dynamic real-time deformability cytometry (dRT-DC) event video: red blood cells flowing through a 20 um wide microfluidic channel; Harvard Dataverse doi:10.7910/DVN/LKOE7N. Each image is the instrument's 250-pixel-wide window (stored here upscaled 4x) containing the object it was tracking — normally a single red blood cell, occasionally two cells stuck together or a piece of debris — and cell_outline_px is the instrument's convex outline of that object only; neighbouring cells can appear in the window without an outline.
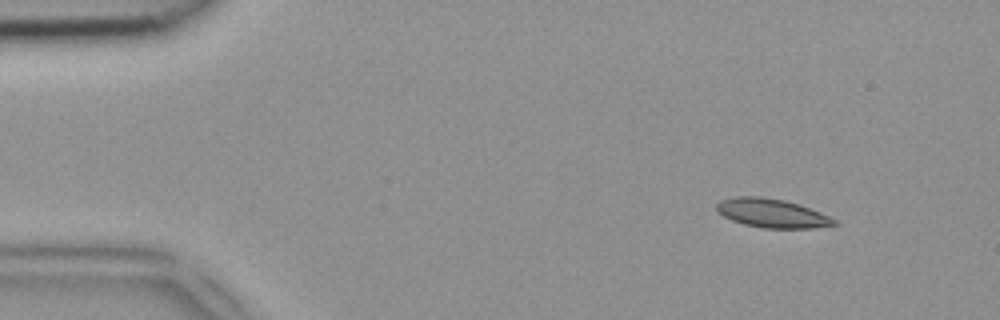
{"species": "common noctule bat (a hibernating species)", "species_latin": "Nyctalus noctula", "temperature_condition": "room temperature", "stored_images_in_passage": 15, "camera_frame_rate_fps": 3000, "um_per_image_px": 0.085, "animal": {"sex": "female", "body_mass_g": 18.4}, "frame": {"image": 1, "passage_image": 5, "time_ms": 1.333, "image_size_px": [1000, 320], "cell_outline_px": [[840, 224], [812, 228], [764, 228], [744, 224], [732, 220], [724, 216], [716, 208], [716, 204], [720, 200], [736, 196], [760, 196], [784, 200], [800, 204], [820, 212], [836, 220]], "centroid_in_image_um": [65.63, 18.11], "position_along_channel_um": 19.4, "area_um2": 19.71}}
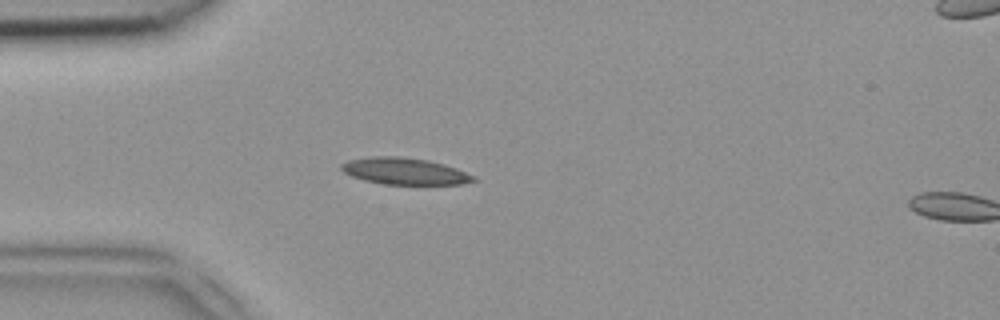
{"frame": {"image": 2, "passage_image": 13, "time_ms": 4.0, "image_size_px": [1000, 320], "cell_outline_px": [[476, 180], [460, 184], [384, 184], [364, 180], [352, 176], [344, 172], [340, 168], [340, 164], [348, 160], [372, 156], [400, 156], [428, 160], [444, 164], [456, 168], [476, 176]], "centroid_in_image_um": [34.38, 14.54], "position_along_channel_um": 50.6, "area_um2": 20.52}}